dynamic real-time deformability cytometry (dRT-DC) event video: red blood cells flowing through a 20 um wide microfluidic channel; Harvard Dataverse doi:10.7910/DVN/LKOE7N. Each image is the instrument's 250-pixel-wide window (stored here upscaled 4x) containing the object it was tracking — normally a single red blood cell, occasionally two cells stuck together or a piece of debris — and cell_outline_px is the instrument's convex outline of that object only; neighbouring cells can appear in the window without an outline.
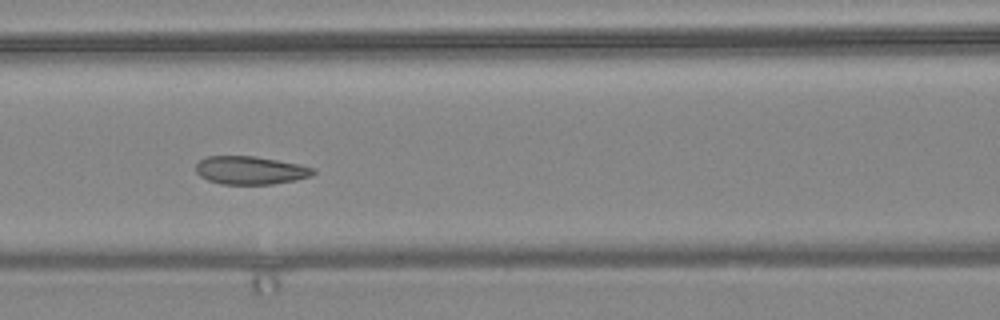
{"species": "common noctule bat (a hibernating species)", "species_latin": "Nyctalus noctula", "temperature_condition": "warm", "stored_images_in_passage": 16, "camera_frame_rate_fps": 3000, "um_per_image_px": 0.085, "animal": {"sex": "female", "body_mass_g": 24.6, "forearm_length_mm": 56.2}, "frame": {"image": 1, "passage_image": 7, "time_ms": 2.0, "image_size_px": [1000, 320], "cell_outline_px": [[316, 172], [312, 176], [296, 180], [272, 184], [220, 184], [208, 180], [200, 176], [196, 172], [196, 164], [200, 160], [208, 156], [256, 156], [300, 164], [316, 168]], "centroid_in_image_um": [21.32, 14.47], "position_along_channel_um": 145.3, "area_um2": 19.42}}
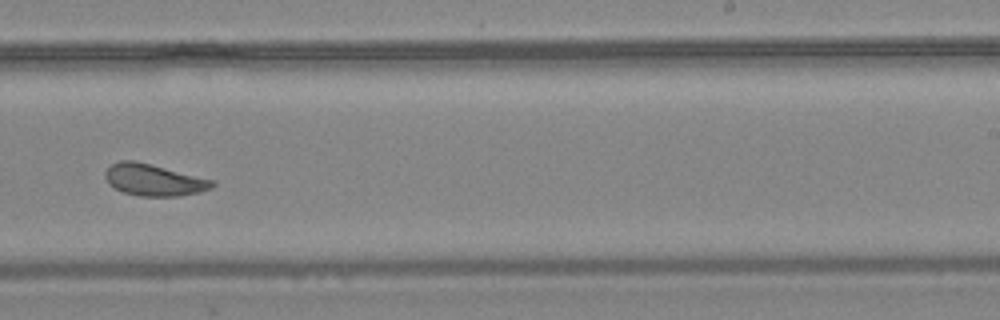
{"frame": {"image": 2, "passage_image": 10, "time_ms": 3.0, "image_size_px": [1000, 320], "cell_outline_px": [[216, 184], [212, 188], [200, 192], [180, 196], [140, 196], [124, 192], [108, 184], [104, 176], [104, 172], [112, 164], [120, 160], [136, 160], [216, 180]], "centroid_in_image_um": [13.11, 15.28], "position_along_channel_um": 275.9, "area_um2": 20.06}}
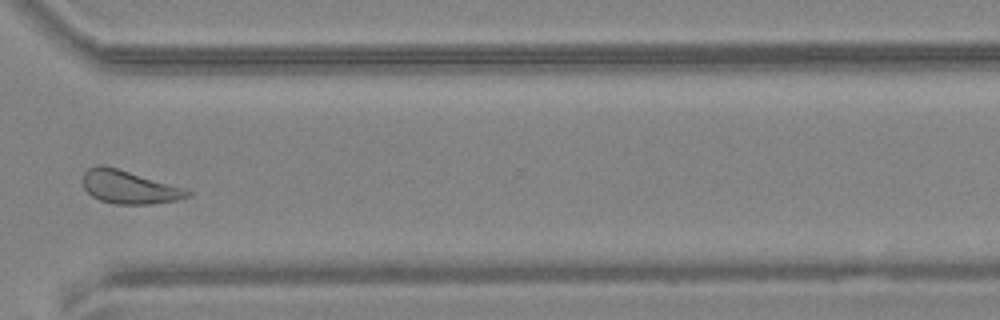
{"frame": {"image": 3, "passage_image": 12, "time_ms": 3.667, "image_size_px": [1000, 320], "cell_outline_px": [[192, 196], [176, 200], [152, 204], [116, 204], [100, 200], [92, 196], [84, 188], [84, 172], [88, 168], [96, 164], [104, 164], [184, 188], [192, 192]], "centroid_in_image_um": [10.97, 15.9], "position_along_channel_um": 359.6, "area_um2": 20.17}}